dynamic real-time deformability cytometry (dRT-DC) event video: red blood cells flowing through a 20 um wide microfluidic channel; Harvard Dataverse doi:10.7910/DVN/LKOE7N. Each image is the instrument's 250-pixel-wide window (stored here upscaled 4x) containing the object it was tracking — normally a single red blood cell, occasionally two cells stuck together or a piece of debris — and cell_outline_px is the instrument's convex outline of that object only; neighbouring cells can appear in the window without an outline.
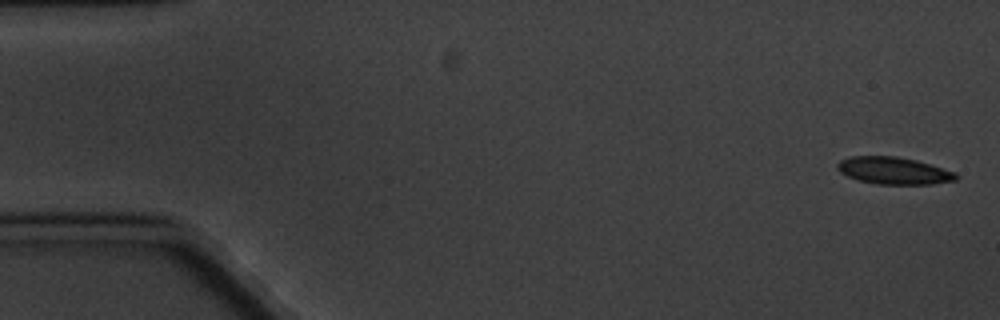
{"species": "common noctule bat (a hibernating species)", "species_latin": "Nyctalus noctula", "temperature_condition": "cold", "stored_images_in_passage": 10, "camera_frame_rate_fps": 3000, "um_per_image_px": 0.085, "animal": {"sex": "male", "body_mass_g": 20.1, "forearm_length_mm": 53.5}, "frame": {"image": 1, "passage_image": 1, "time_ms": 0.0, "image_size_px": [1000, 320], "cell_outline_px": [[956, 180], [932, 184], [876, 184], [860, 180], [848, 176], [840, 172], [836, 168], [836, 164], [840, 160], [848, 156], [896, 156], [916, 160], [956, 172]], "centroid_in_image_um": [75.93, 14.5], "position_along_channel_um": 9.1, "area_um2": 18.73}}